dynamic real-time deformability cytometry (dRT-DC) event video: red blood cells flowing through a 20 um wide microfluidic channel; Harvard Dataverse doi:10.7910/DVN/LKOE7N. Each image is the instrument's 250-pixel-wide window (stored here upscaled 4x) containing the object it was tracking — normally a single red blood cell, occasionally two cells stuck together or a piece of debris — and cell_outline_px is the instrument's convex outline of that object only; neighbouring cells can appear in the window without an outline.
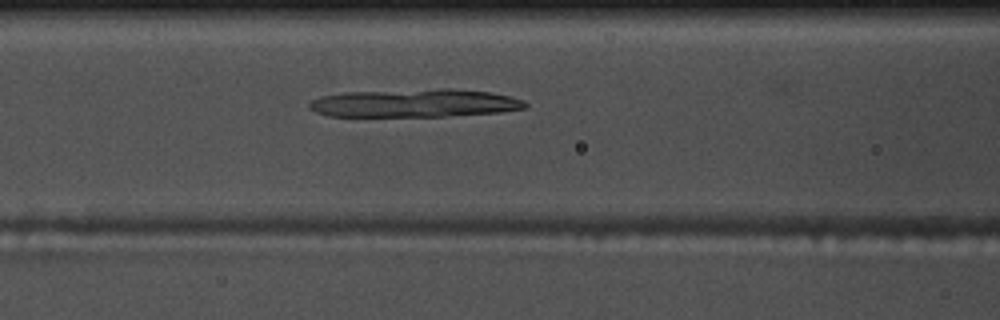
{"species": "common noctule bat (a hibernating species)", "species_latin": "Nyctalus noctula", "temperature_condition": "warm", "stored_images_in_passage": 42, "camera_frame_rate_fps": 3000, "um_per_image_px": 0.085, "animal": {"sex": "male", "body_mass_g": 17.5, "forearm_length_mm": 52.3}, "frame": {"image": 1, "passage_image": 11, "time_ms": 3.333, "image_size_px": [1000, 320], "cell_outline_px": [[528, 104], [524, 108], [500, 112], [444, 116], [328, 116], [316, 112], [308, 108], [308, 104], [312, 100], [320, 96], [344, 92], [440, 88], [452, 88], [488, 92], [508, 96], [524, 100]], "centroid_in_image_um": [35.21, 8.76], "position_along_channel_um": 131.4, "area_um2": 35.49}}